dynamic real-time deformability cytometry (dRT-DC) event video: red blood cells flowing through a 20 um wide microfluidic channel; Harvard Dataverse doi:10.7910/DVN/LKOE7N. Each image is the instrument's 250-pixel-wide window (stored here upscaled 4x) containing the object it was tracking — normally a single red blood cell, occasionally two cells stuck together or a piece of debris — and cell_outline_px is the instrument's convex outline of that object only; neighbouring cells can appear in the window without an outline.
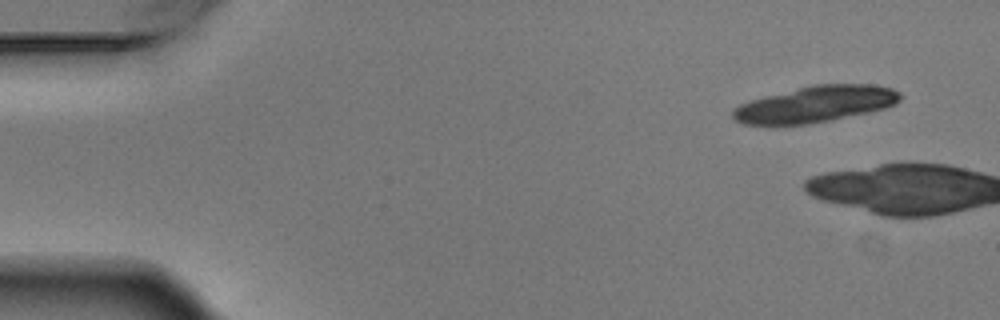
{"species": "Egyptian fruit bat (a non-hibernating species)", "species_latin": "Rousettus aegyptiacus", "temperature_condition": "warm", "stored_images_in_passage": 6, "camera_frame_rate_fps": 3000, "um_per_image_px": 0.085, "animal": {"sex": "male"}, "frame": {"image": 1, "passage_image": 1, "time_ms": 0.0, "image_size_px": [1000, 320], "cell_outline_px": [[904, 96], [896, 104], [884, 108], [868, 112], [832, 120], [808, 124], [744, 124], [732, 120], [732, 108], [740, 104], [752, 100], [816, 84], [872, 84], [892, 88], [900, 92]], "centroid_in_image_um": [69.36, 8.86], "position_along_channel_um": 15.6, "area_um2": 35.08}}